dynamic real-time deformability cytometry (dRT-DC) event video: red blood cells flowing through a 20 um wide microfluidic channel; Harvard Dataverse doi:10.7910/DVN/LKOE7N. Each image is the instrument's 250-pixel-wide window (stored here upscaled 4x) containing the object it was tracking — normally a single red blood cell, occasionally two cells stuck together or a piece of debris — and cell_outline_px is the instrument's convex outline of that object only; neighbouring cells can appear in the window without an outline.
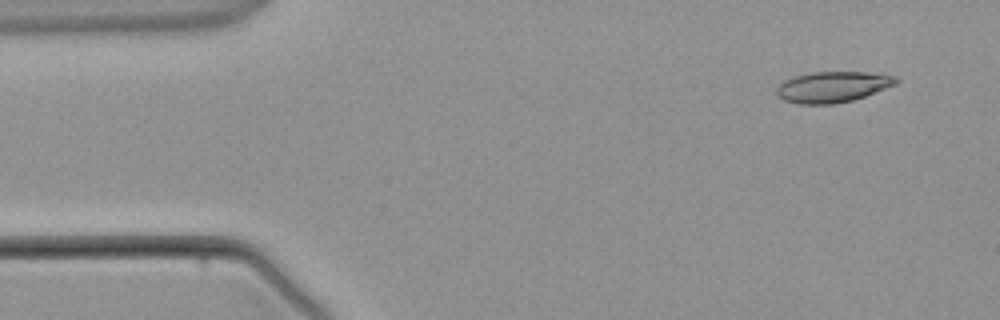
{"species": "common noctule bat (a hibernating species)", "species_latin": "Nyctalus noctula", "temperature_condition": "warm", "stored_images_in_passage": 3, "camera_frame_rate_fps": 3000, "um_per_image_px": 0.085, "animal": {"sex": "male", "body_mass_g": 21.5, "forearm_length_mm": 52.0}, "frame": {"image": 1, "passage_image": 1, "time_ms": 0.0, "image_size_px": [1000, 320], "cell_outline_px": [[900, 80], [896, 84], [864, 96], [852, 100], [832, 104], [800, 104], [784, 100], [776, 96], [776, 88], [784, 80], [796, 76], [812, 72], [884, 72], [896, 76]], "centroid_in_image_um": [70.8, 7.37], "position_along_channel_um": 14.2, "area_um2": 21.62}}
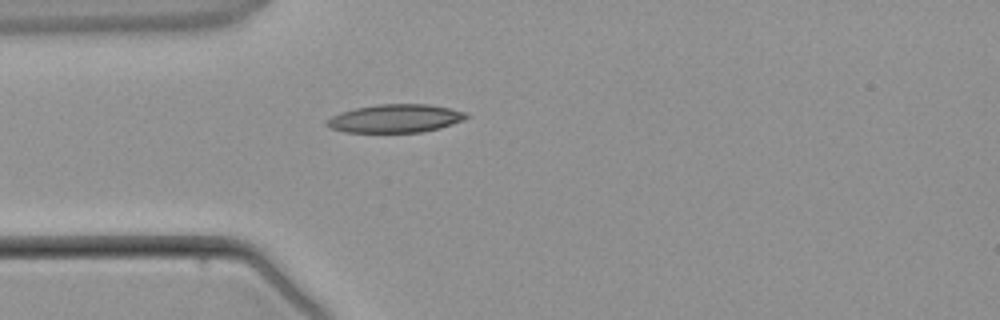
{"frame": {"image": 2, "passage_image": 3, "time_ms": 2.667, "image_size_px": [1000, 320], "cell_outline_px": [[468, 116], [464, 120], [440, 128], [420, 132], [344, 132], [332, 128], [324, 124], [324, 120], [340, 112], [356, 108], [376, 104], [428, 104], [468, 112]], "centroid_in_image_um": [33.59, 10.06], "position_along_channel_um": 51.4, "area_um2": 23.0}}